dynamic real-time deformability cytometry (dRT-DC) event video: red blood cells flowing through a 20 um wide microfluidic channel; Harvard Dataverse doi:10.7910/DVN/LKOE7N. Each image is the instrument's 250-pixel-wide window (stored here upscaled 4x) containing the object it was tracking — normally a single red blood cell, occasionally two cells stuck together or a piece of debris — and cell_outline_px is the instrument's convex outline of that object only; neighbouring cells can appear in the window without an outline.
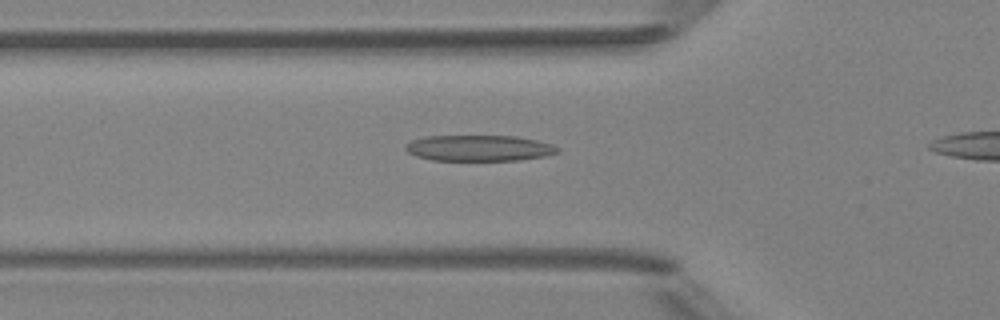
{"species": "Egyptian fruit bat (a non-hibernating species)", "species_latin": "Rousettus aegyptiacus", "temperature_condition": "room temperature", "stored_images_in_passage": 32, "camera_frame_rate_fps": 3000, "um_per_image_px": 0.085, "animal": {"sex": "female"}, "frame": {"image": 1, "passage_image": 9, "time_ms": 2.667, "image_size_px": [1000, 320], "cell_outline_px": [[560, 152], [544, 156], [516, 160], [432, 160], [416, 156], [408, 152], [404, 148], [404, 144], [412, 140], [424, 136], [516, 136], [536, 140], [552, 144], [560, 148]], "centroid_in_image_um": [40.7, 12.58], "position_along_channel_um": 85.1, "area_um2": 23.0}}
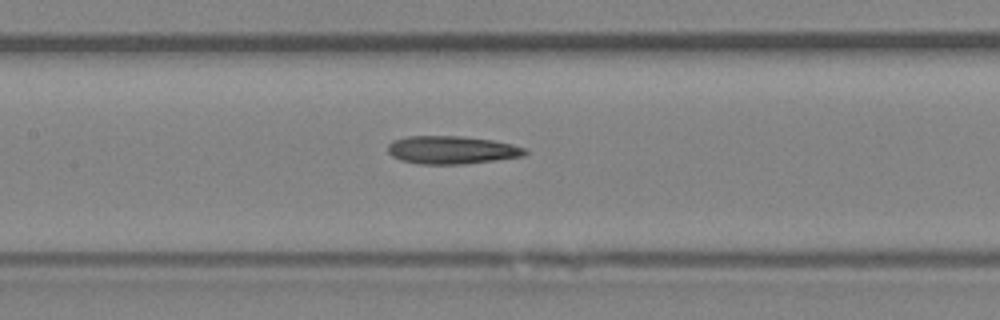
{"frame": {"image": 2, "passage_image": 15, "time_ms": 4.667, "image_size_px": [1000, 320], "cell_outline_px": [[528, 152], [524, 156], [496, 160], [464, 164], [420, 164], [400, 160], [392, 156], [388, 152], [388, 144], [392, 140], [408, 136], [460, 136], [492, 140], [512, 144], [528, 148]], "centroid_in_image_um": [38.41, 12.75], "position_along_channel_um": 169.0, "area_um2": 22.54}}
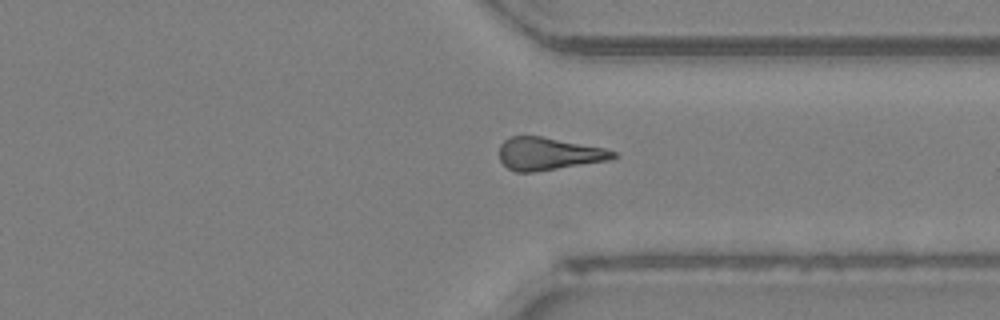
{"frame": {"image": 3, "passage_image": 29, "time_ms": 9.333, "image_size_px": [1000, 320], "cell_outline_px": [[616, 156], [608, 160], [536, 172], [516, 172], [508, 168], [500, 160], [500, 144], [504, 140], [512, 136], [540, 136], [604, 148], [616, 152]], "centroid_in_image_um": [46.59, 13.07], "position_along_channel_um": 364.8, "area_um2": 21.39}}